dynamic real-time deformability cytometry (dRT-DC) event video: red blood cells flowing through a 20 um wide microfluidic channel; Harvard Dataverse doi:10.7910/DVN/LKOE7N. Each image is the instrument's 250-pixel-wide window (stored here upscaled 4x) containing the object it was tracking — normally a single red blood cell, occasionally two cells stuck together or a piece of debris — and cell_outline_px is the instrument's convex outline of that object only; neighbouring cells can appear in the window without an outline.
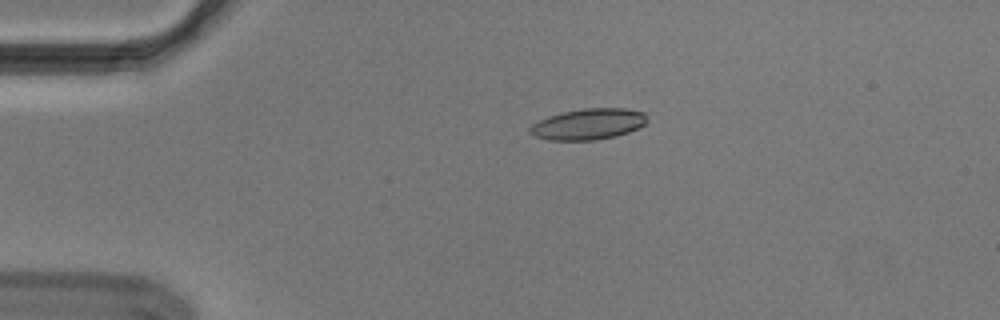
{"species": "Egyptian fruit bat (a non-hibernating species)", "species_latin": "Rousettus aegyptiacus", "temperature_condition": "cold", "stored_images_in_passage": 23, "camera_frame_rate_fps": 3000, "um_per_image_px": 0.085, "animal": {"sex": "male"}, "frame": {"image": 1, "passage_image": 1, "time_ms": 0.0, "image_size_px": [1000, 320], "cell_outline_px": [[648, 120], [644, 124], [628, 132], [616, 136], [596, 140], [548, 140], [532, 136], [528, 132], [528, 128], [532, 124], [548, 116], [564, 112], [584, 108], [624, 108], [644, 112], [648, 116]], "centroid_in_image_um": [49.98, 10.55], "position_along_channel_um": 35.0, "area_um2": 21.27}}
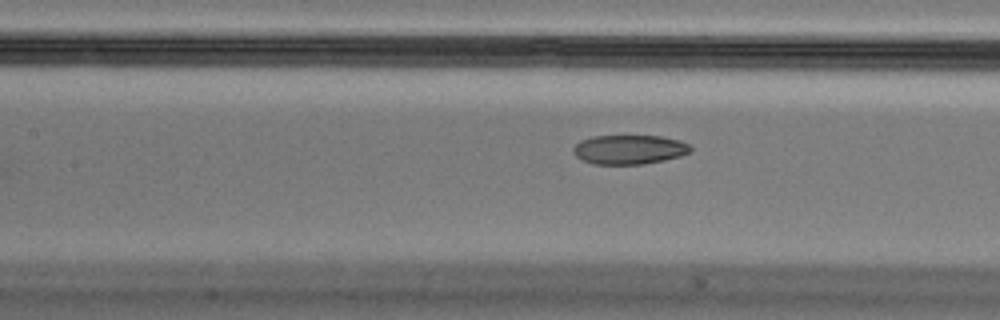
{"frame": {"image": 2, "passage_image": 14, "time_ms": 4.333, "image_size_px": [1000, 320], "cell_outline_px": [[692, 152], [680, 156], [664, 160], [644, 164], [592, 164], [576, 156], [572, 152], [572, 148], [580, 140], [592, 136], [660, 136], [680, 140], [688, 144], [692, 148]], "centroid_in_image_um": [53.49, 12.71], "position_along_channel_um": 153.9, "area_um2": 20.11}}
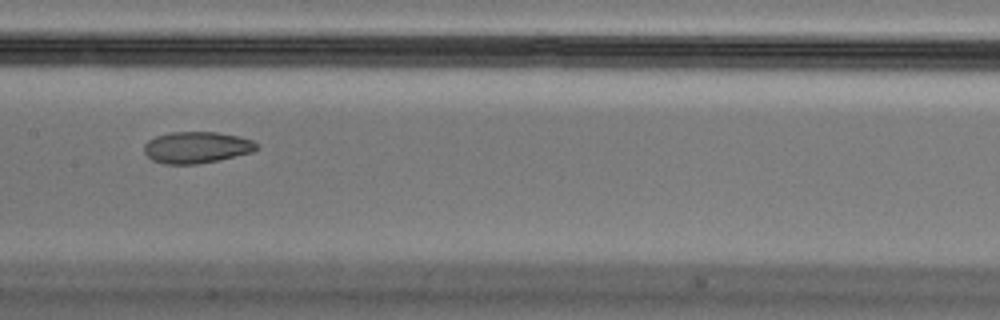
{"frame": {"image": 3, "passage_image": 17, "time_ms": 5.333, "image_size_px": [1000, 320], "cell_outline_px": [[260, 148], [252, 152], [216, 160], [196, 164], [164, 164], [152, 160], [144, 152], [144, 144], [148, 140], [156, 136], [172, 132], [216, 132], [240, 136], [252, 140], [260, 144]], "centroid_in_image_um": [16.73, 12.52], "position_along_channel_um": 190.7, "area_um2": 20.69}}